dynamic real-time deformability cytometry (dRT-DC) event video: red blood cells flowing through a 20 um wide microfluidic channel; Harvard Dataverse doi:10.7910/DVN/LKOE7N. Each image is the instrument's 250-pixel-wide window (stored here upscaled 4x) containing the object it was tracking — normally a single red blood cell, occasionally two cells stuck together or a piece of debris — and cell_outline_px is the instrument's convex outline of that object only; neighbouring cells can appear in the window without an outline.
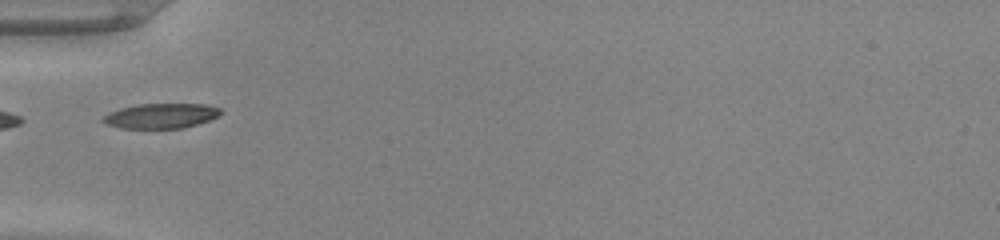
{"species": "common noctule bat (a hibernating species)", "species_latin": "Nyctalus noctula", "temperature_condition": "warm", "stored_images_in_passage": 35, "camera_frame_rate_fps": 3000, "um_per_image_px": 0.085, "animal": {"sex": "male", "body_mass_g": 20.0, "forearm_length_mm": 53.3}, "frame": {"image": 1, "passage_image": 1, "time_ms": 0.0, "image_size_px": [1000, 240], "cell_outline_px": [[224, 112], [208, 120], [184, 128], [120, 128], [108, 124], [100, 120], [104, 116], [120, 108], [140, 104], [204, 104], [220, 108]], "centroid_in_image_um": [13.7, 9.84], "position_along_channel_um": 71.3, "area_um2": 16.88}}
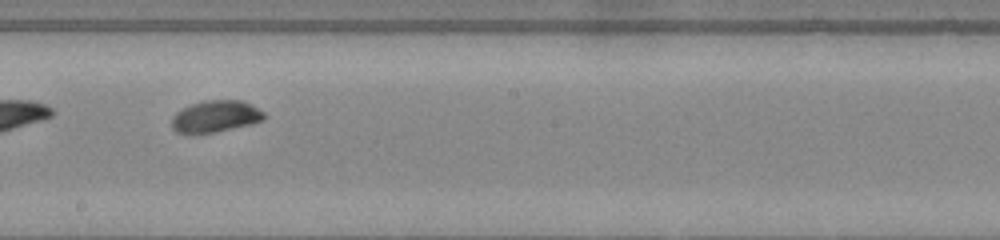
{"frame": {"image": 2, "passage_image": 13, "time_ms": 4.0, "image_size_px": [1000, 240], "cell_outline_px": [[264, 120], [252, 124], [212, 132], [176, 132], [172, 128], [172, 116], [176, 112], [192, 104], [204, 100], [240, 100], [264, 112]], "centroid_in_image_um": [18.32, 9.88], "position_along_channel_um": 229.9, "area_um2": 16.65}}
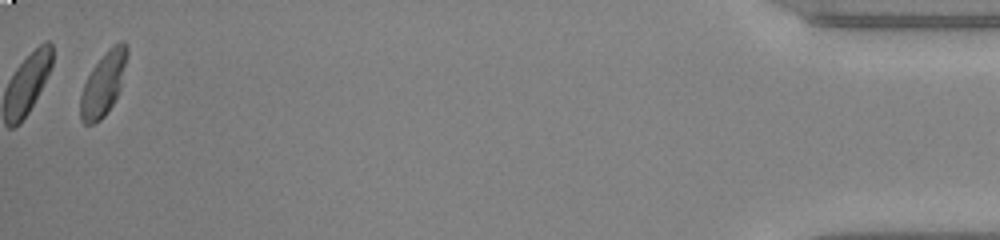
{"frame": {"image": 3, "passage_image": 34, "time_ms": 11.0, "image_size_px": [1000, 240], "cell_outline_px": [[128, 56], [120, 88], [112, 104], [104, 116], [100, 120], [92, 124], [84, 124], [80, 120], [80, 96], [84, 84], [92, 68], [120, 40], [124, 40], [128, 48]], "centroid_in_image_um": [8.78, 7.16], "position_along_channel_um": 426.4, "area_um2": 16.88}, "authors_computed_cell_mechanics": {"area_um2": 16.8776, "velocity_mm_per_s": 3.981, "shape_relaxation_time_tau1_ms": 1.6847, "shape_relaxation_time_tau2_ms": null, "deformation_change_tau1": 0.1277, "deformation_change_tau2": null}}